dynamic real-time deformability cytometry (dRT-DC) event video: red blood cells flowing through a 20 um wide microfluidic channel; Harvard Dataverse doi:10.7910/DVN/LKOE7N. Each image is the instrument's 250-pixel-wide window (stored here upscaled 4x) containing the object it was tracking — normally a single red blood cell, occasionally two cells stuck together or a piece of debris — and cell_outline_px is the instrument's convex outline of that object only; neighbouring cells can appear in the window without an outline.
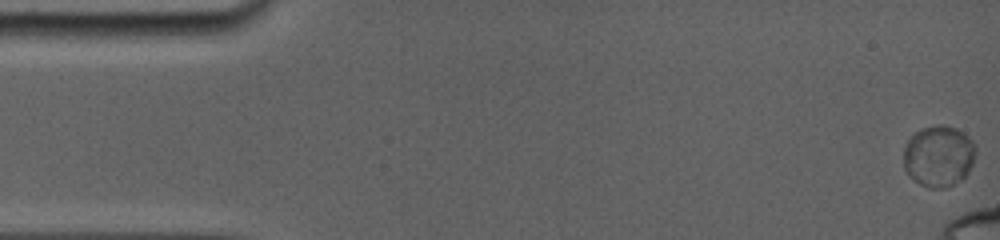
{"species": "common noctule bat (a hibernating species)", "species_latin": "Nyctalus noctula", "temperature_condition": "room temperature", "stored_images_in_passage": 10, "camera_frame_rate_fps": 5000, "um_per_image_px": 0.085, "animal": {"sex": "female", "body_mass_g": 19.0, "forearm_length_mm": 56.7}, "frame": {"image": 1, "passage_image": 1, "time_ms": 0.0, "image_size_px": [1000, 240], "cell_outline_px": [[976, 152], [972, 164], [968, 172], [960, 180], [944, 188], [928, 188], [920, 184], [908, 176], [904, 168], [904, 148], [908, 140], [916, 132], [924, 128], [936, 124], [944, 124], [956, 128], [968, 136], [972, 140], [976, 148]], "centroid_in_image_um": [79.78, 13.26], "position_along_channel_um": 5.2, "area_um2": 25.78}}